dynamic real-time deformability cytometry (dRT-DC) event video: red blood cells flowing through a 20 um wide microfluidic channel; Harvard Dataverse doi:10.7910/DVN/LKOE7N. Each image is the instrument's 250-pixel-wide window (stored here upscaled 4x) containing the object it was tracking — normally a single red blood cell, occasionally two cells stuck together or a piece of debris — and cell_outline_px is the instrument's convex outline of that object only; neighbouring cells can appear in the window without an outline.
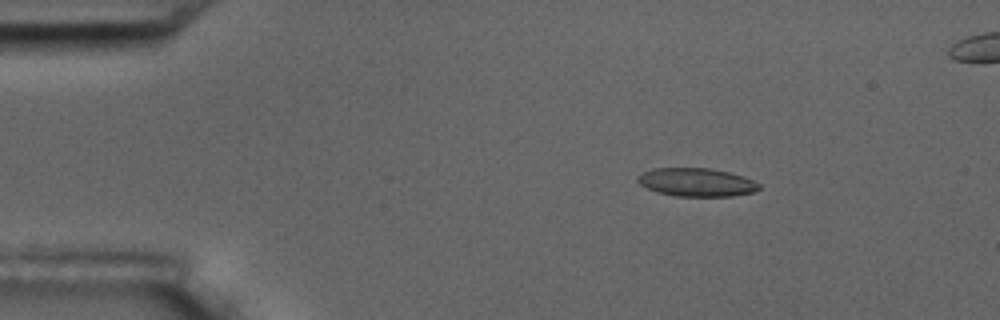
{"species": "common noctule bat (a hibernating species)", "species_latin": "Nyctalus noctula", "temperature_condition": "room temperature", "stored_images_in_passage": 6, "camera_frame_rate_fps": 3000, "um_per_image_px": 0.085, "animal": {"sex": "male", "body_mass_g": 17.5, "forearm_length_mm": 52.3}, "frame": {"image": 1, "passage_image": 3, "time_ms": 2.333, "image_size_px": [1000, 320], "cell_outline_px": [[760, 188], [756, 192], [732, 196], [676, 196], [656, 192], [640, 184], [636, 180], [636, 176], [652, 168], [712, 168], [744, 176], [760, 184]], "centroid_in_image_um": [59.21, 15.49], "position_along_channel_um": 25.8, "area_um2": 20.17}}